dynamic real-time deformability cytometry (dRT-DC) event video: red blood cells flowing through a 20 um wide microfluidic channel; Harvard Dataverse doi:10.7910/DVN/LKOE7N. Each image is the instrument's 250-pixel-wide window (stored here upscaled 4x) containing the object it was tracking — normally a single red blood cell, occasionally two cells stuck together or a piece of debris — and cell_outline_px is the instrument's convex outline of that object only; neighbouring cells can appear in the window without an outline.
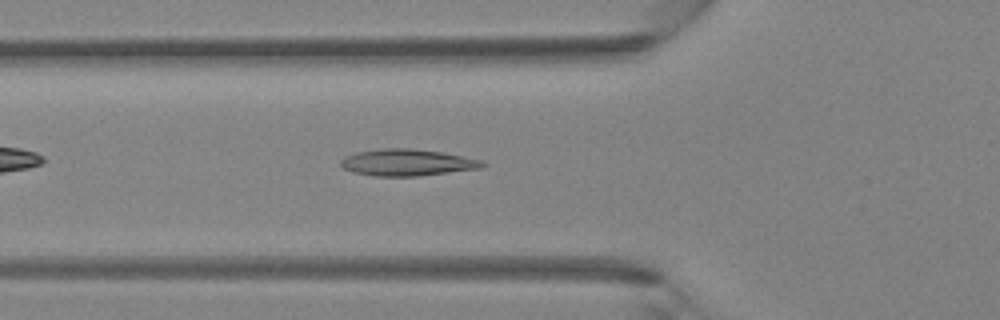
{"species": "Egyptian fruit bat (a non-hibernating species)", "species_latin": "Rousettus aegyptiacus", "temperature_condition": "room temperature", "stored_images_in_passage": 35, "camera_frame_rate_fps": 3000, "um_per_image_px": 0.085, "animal": {"sex": "female"}, "frame": {"image": 1, "passage_image": 7, "time_ms": 2.0, "image_size_px": [1000, 320], "cell_outline_px": [[488, 164], [480, 168], [416, 176], [372, 176], [352, 172], [344, 168], [340, 164], [340, 160], [344, 156], [356, 152], [380, 148], [412, 148], [440, 152], [464, 156], [480, 160]], "centroid_in_image_um": [34.56, 13.8], "position_along_channel_um": 91.2, "area_um2": 22.02}}
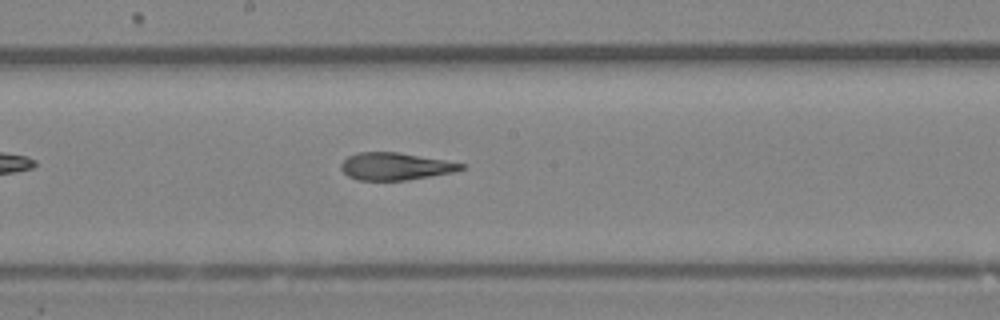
{"frame": {"image": 2, "passage_image": 15, "time_ms": 4.667, "image_size_px": [1000, 320], "cell_outline_px": [[464, 168], [452, 172], [404, 180], [356, 180], [348, 176], [340, 168], [340, 164], [348, 156], [356, 152], [400, 152], [444, 160], [464, 164]], "centroid_in_image_um": [33.54, 14.13], "position_along_channel_um": 214.7, "area_um2": 18.96}}
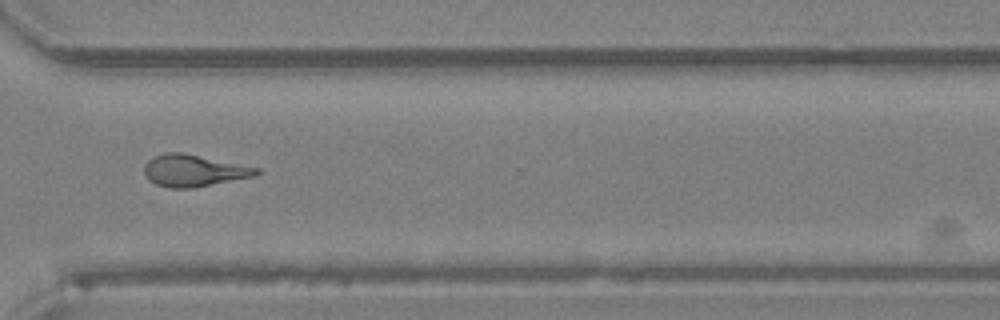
{"frame": {"image": 3, "passage_image": 24, "time_ms": 7.667, "image_size_px": [1000, 320], "cell_outline_px": [[260, 172], [256, 176], [192, 188], [168, 188], [156, 184], [148, 180], [144, 172], [144, 164], [152, 156], [168, 152], [180, 152], [260, 168]], "centroid_in_image_um": [16.44, 14.5], "position_along_channel_um": 354.2, "area_um2": 20.81}}